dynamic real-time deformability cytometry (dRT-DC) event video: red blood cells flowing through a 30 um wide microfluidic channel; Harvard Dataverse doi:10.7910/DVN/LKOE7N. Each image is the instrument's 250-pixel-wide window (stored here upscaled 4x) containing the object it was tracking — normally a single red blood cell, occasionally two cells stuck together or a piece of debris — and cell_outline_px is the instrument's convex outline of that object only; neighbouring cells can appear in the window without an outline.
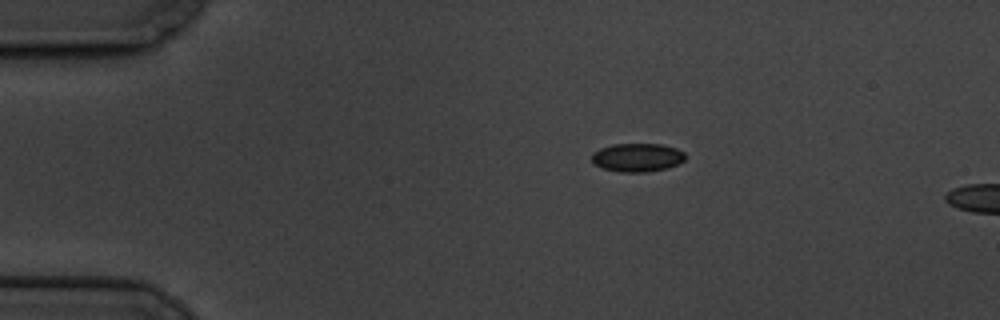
{"species": "common noctule bat (a hibernating species)", "species_latin": "Nyctalus noctula", "temperature_condition": "cold", "stored_images_in_passage": 3, "camera_frame_rate_fps": 3000, "um_per_image_px": 0.085, "animal": {"sex": "male", "body_mass_g": 19.5, "forearm_length_mm": 54.6}, "frame": {"image": 1, "passage_image": 1, "time_ms": 0.0, "image_size_px": [1000, 320], "cell_outline_px": [[684, 160], [680, 164], [668, 168], [644, 172], [620, 172], [604, 168], [596, 164], [592, 160], [592, 152], [600, 148], [612, 144], [660, 144], [676, 148], [684, 152]], "centroid_in_image_um": [54.18, 13.38], "position_along_channel_um": 30.8, "area_um2": 15.49}}